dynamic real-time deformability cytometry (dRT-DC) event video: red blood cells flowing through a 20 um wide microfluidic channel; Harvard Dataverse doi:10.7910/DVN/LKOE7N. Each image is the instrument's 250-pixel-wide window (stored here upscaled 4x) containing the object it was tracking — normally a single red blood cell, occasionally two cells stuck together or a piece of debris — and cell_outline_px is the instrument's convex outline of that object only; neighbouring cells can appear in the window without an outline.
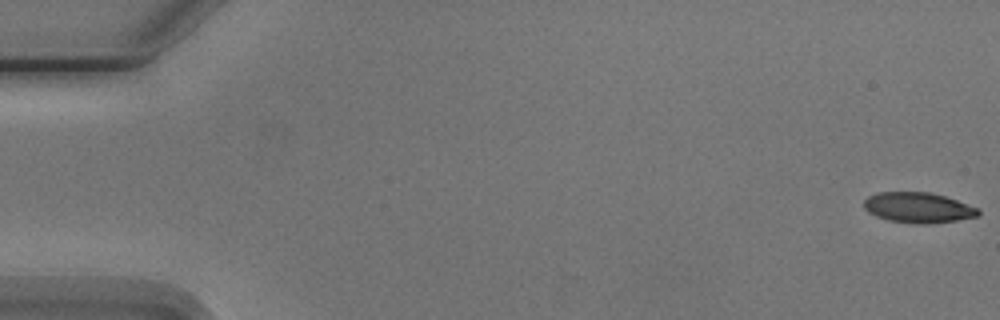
{"species": "Egyptian fruit bat (a non-hibernating species)", "species_latin": "Rousettus aegyptiacus", "temperature_condition": "cold", "stored_images_in_passage": 7, "camera_frame_rate_fps": 3000, "um_per_image_px": 0.085, "animal": {"sex": "male"}, "frame": {"image": 1, "passage_image": 1, "time_ms": 0.0, "image_size_px": [1000, 320], "cell_outline_px": [[980, 216], [956, 220], [928, 224], [916, 224], [888, 220], [876, 216], [868, 212], [864, 208], [864, 200], [868, 196], [876, 192], [928, 192], [944, 196], [980, 208]], "centroid_in_image_um": [78.04, 17.65], "position_along_channel_um": 7.0, "area_um2": 20.35}}
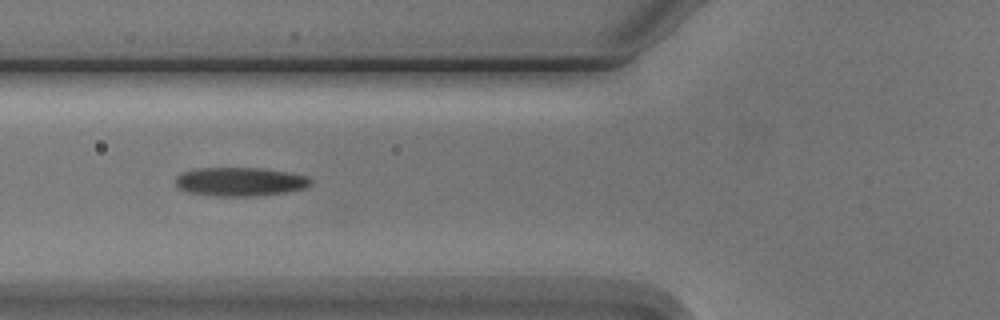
{"frame": {"image": 2, "passage_image": 6, "time_ms": 6.667, "image_size_px": [1000, 320], "cell_outline_px": [[312, 184], [304, 188], [288, 192], [256, 196], [212, 196], [188, 192], [180, 188], [176, 184], [176, 176], [180, 172], [196, 168], [264, 168], [288, 172], [308, 176], [312, 180]], "centroid_in_image_um": [20.42, 15.44], "position_along_channel_um": 105.4, "area_um2": 22.89}}
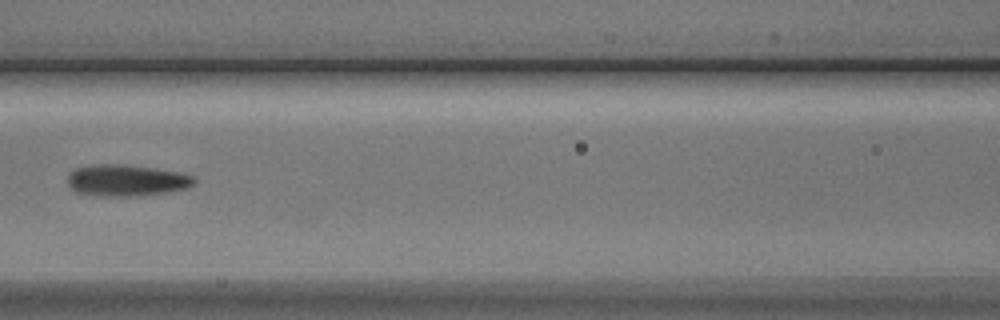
{"frame": {"image": 3, "passage_image": 7, "time_ms": 8.0, "image_size_px": [1000, 320], "cell_outline_px": [[196, 180], [192, 184], [184, 188], [168, 192], [140, 196], [100, 196], [76, 192], [68, 184], [68, 172], [76, 168], [92, 164], [116, 164], [152, 168], [180, 172], [192, 176]], "centroid_in_image_um": [10.7, 15.33], "position_along_channel_um": 155.9, "area_um2": 23.12}}